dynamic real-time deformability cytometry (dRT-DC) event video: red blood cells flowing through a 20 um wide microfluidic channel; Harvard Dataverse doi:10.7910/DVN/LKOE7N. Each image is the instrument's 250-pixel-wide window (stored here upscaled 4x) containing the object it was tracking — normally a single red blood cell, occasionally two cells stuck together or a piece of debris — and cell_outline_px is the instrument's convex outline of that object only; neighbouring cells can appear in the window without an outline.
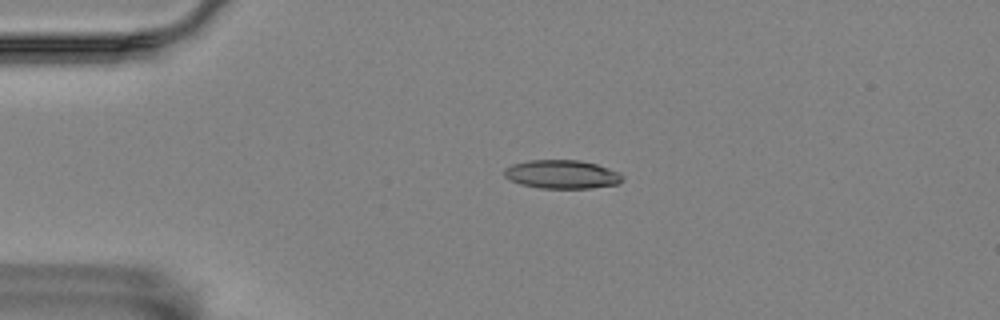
{"species": "Egyptian fruit bat (a non-hibernating species)", "species_latin": "Rousettus aegyptiacus", "temperature_condition": "room temperature", "stored_images_in_passage": 4, "camera_frame_rate_fps": 3000, "um_per_image_px": 0.085, "animal": {"sex": "female"}, "frame": {"image": 1, "passage_image": 3, "time_ms": 0.667, "image_size_px": [1000, 320], "cell_outline_px": [[624, 176], [616, 184], [588, 188], [540, 188], [520, 184], [504, 176], [504, 168], [512, 164], [528, 160], [580, 160], [596, 164], [608, 168]], "centroid_in_image_um": [47.71, 14.81], "position_along_channel_um": 37.3, "area_um2": 19.48}}